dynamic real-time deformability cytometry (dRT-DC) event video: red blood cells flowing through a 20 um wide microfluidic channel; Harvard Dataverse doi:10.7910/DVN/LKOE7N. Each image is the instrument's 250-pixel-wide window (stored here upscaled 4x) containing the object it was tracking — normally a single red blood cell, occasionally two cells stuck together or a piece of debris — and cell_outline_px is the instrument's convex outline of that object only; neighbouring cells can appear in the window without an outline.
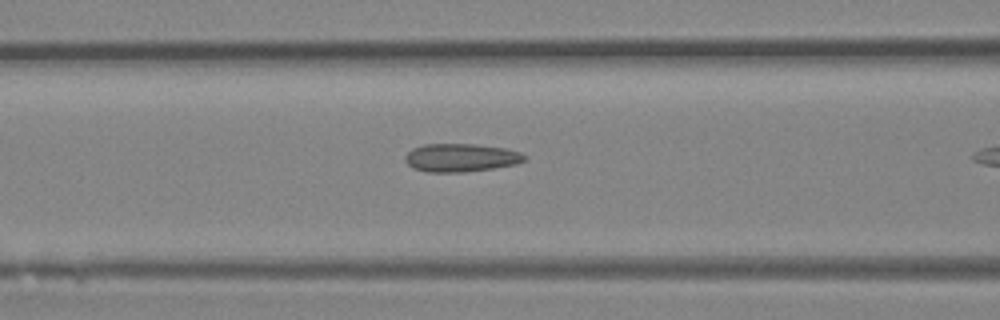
{"species": "Egyptian fruit bat (a non-hibernating species)", "species_latin": "Rousettus aegyptiacus", "temperature_condition": "room temperature", "stored_images_in_passage": 11, "camera_frame_rate_fps": 3000, "um_per_image_px": 0.085, "animal": {"sex": "female"}, "frame": {"image": 1, "passage_image": 10, "time_ms": 3.0, "image_size_px": [1000, 320], "cell_outline_px": [[528, 160], [516, 164], [492, 168], [464, 172], [428, 172], [412, 168], [404, 160], [404, 156], [412, 148], [424, 144], [476, 144], [508, 148], [520, 152], [528, 156]], "centroid_in_image_um": [39.2, 13.39], "position_along_channel_um": 127.4, "area_um2": 19.88}}